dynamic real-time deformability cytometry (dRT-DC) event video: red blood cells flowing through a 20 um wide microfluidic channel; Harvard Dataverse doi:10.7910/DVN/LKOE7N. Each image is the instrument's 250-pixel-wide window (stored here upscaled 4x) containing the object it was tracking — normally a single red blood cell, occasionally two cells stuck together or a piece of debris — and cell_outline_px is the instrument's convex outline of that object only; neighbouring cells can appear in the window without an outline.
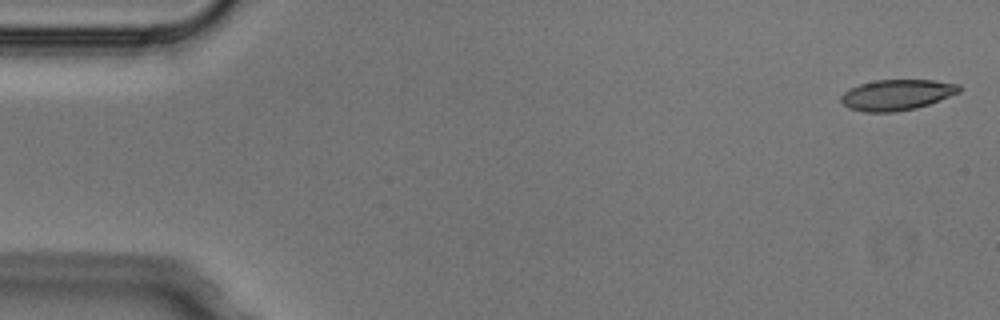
{"species": "Egyptian fruit bat (a non-hibernating species)", "species_latin": "Rousettus aegyptiacus", "temperature_condition": "cold", "stored_images_in_passage": 6, "camera_frame_rate_fps": 3000, "um_per_image_px": 0.085, "animal": {"sex": "male"}, "frame": {"image": 1, "passage_image": 1, "time_ms": 0.0, "image_size_px": [1000, 320], "cell_outline_px": [[960, 92], [928, 104], [916, 108], [896, 112], [864, 112], [852, 108], [844, 104], [840, 100], [840, 96], [844, 92], [860, 84], [876, 80], [932, 80], [960, 84]], "centroid_in_image_um": [76.24, 8.06], "position_along_channel_um": 8.8, "area_um2": 20.92}}
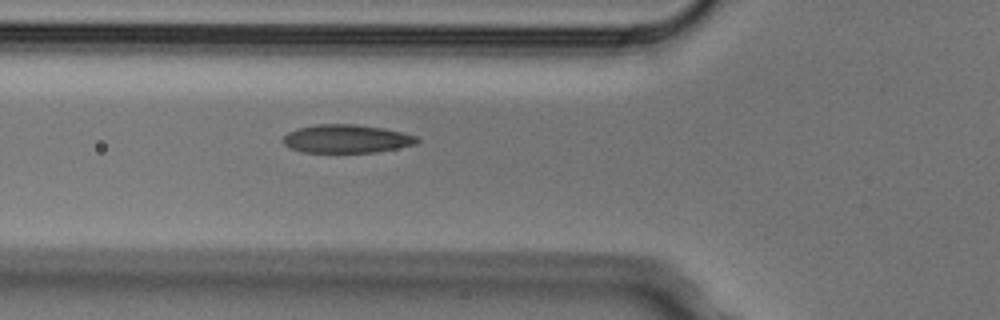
{"frame": {"image": 2, "passage_image": 6, "time_ms": 1.667, "image_size_px": [1000, 320], "cell_outline_px": [[420, 140], [416, 144], [376, 152], [300, 152], [284, 144], [280, 140], [288, 132], [296, 128], [316, 124], [356, 124], [384, 128], [404, 132], [416, 136]], "centroid_in_image_um": [29.44, 11.79], "position_along_channel_um": 96.4, "area_um2": 22.25}}